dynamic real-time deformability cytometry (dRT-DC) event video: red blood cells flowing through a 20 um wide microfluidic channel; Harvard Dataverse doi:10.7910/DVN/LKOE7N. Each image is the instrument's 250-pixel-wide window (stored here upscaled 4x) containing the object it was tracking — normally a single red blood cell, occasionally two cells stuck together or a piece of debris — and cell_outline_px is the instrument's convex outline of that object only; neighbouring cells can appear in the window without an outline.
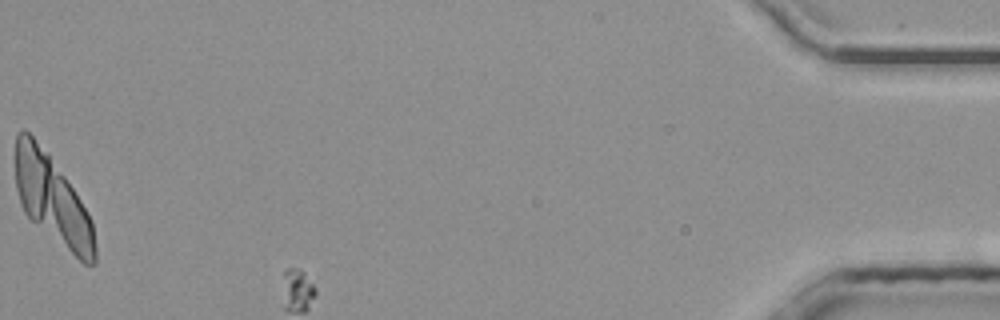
{"species": "common noctule bat (a hibernating species)", "species_latin": "Nyctalus noctula", "temperature_condition": "room temperature", "stored_images_in_passage": 33, "camera_frame_rate_fps": 3000, "um_per_image_px": 0.085, "animal": {"sex": "male", "body_mass_g": 20.4}, "frame": {"image": 1, "passage_image": 33, "time_ms": 10.667, "image_size_px": [1000, 320], "cell_outline_px": [[96, 264], [84, 264], [32, 220], [24, 212], [16, 188], [12, 156], [16, 132], [24, 128], [48, 152], [88, 212], [92, 224], [96, 248]], "centroid_in_image_um": [4.39, 16.88], "position_along_channel_um": 430.8, "area_um2": 41.15}}